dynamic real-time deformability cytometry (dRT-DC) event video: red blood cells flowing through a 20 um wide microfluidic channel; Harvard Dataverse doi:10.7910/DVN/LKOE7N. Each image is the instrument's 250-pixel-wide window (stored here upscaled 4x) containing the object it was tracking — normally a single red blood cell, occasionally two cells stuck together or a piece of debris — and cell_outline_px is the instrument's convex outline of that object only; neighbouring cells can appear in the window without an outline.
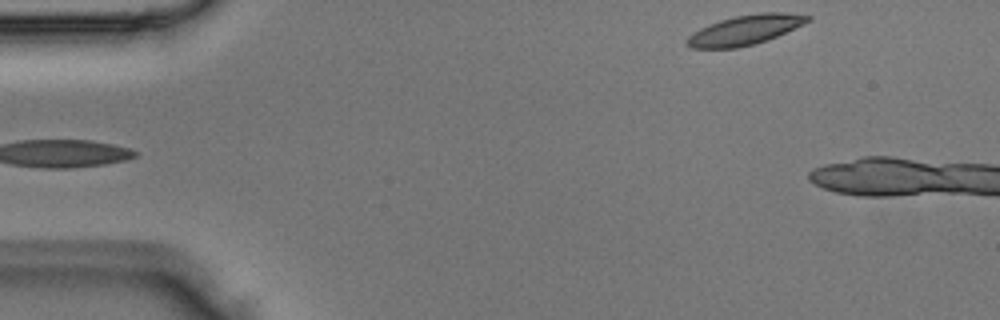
{"species": "Egyptian fruit bat (a non-hibernating species)", "species_latin": "Rousettus aegyptiacus", "temperature_condition": "room temperature", "stored_images_in_passage": 2, "camera_frame_rate_fps": 3000, "um_per_image_px": 0.085, "animal": {"sex": "male"}, "frame": {"image": 1, "passage_image": 2, "time_ms": 0.333, "image_size_px": [1000, 320], "cell_outline_px": [[812, 20], [804, 24], [768, 40], [736, 48], [692, 48], [688, 44], [688, 36], [692, 32], [700, 28], [720, 20], [736, 16], [756, 12], [784, 12], [812, 16]], "centroid_in_image_um": [63.38, 2.53], "position_along_channel_um": 21.6, "area_um2": 20.81}}